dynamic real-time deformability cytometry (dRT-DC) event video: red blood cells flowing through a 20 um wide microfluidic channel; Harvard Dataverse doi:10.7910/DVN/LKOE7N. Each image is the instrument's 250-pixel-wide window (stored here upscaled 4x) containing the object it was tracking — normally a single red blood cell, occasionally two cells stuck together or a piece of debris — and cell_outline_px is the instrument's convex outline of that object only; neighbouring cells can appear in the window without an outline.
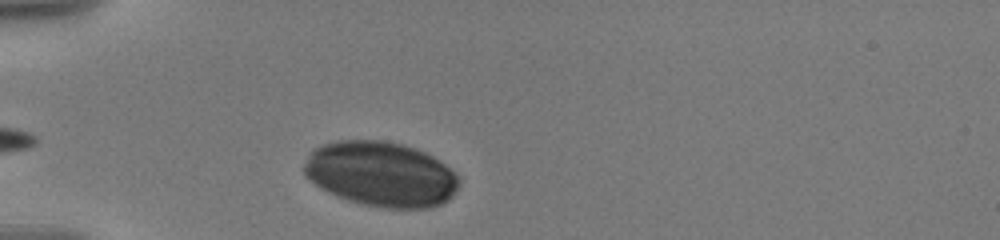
{"species": "human", "species_latin": "Homo sapiens", "temperature_condition": "warm", "stored_images_in_passage": 8, "camera_frame_rate_fps": 3000, "um_per_image_px": 0.085, "donor": {"sex": "male"}, "frame": {"image": 1, "passage_image": 1, "time_ms": 0.0, "image_size_px": [1000, 240], "cell_outline_px": [[460, 184], [456, 192], [448, 200], [432, 208], [380, 208], [348, 200], [336, 196], [328, 192], [316, 184], [304, 172], [304, 164], [312, 148], [336, 140], [384, 140], [404, 144], [416, 148], [440, 160], [456, 172], [460, 176]], "centroid_in_image_um": [32.43, 14.79], "position_along_channel_um": 52.6, "area_um2": 59.13}}
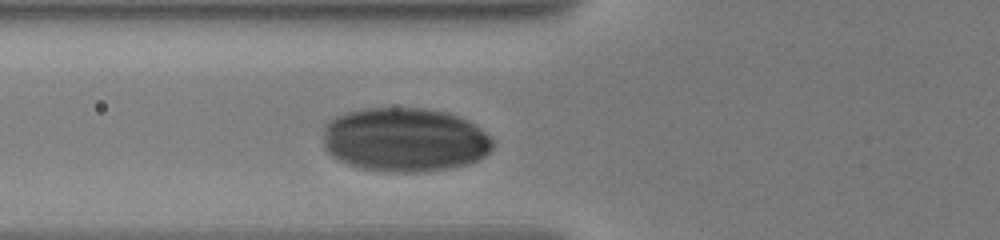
{"frame": {"image": 2, "passage_image": 6, "time_ms": 1.667, "image_size_px": [1000, 240], "cell_outline_px": [[492, 148], [484, 156], [468, 164], [448, 168], [424, 172], [384, 172], [364, 168], [348, 164], [332, 156], [324, 148], [324, 128], [328, 120], [336, 116], [348, 112], [364, 108], [424, 108], [444, 112], [460, 116], [468, 120], [480, 128], [492, 140]], "centroid_in_image_um": [34.39, 11.88], "position_along_channel_um": 91.4, "area_um2": 63.41}}